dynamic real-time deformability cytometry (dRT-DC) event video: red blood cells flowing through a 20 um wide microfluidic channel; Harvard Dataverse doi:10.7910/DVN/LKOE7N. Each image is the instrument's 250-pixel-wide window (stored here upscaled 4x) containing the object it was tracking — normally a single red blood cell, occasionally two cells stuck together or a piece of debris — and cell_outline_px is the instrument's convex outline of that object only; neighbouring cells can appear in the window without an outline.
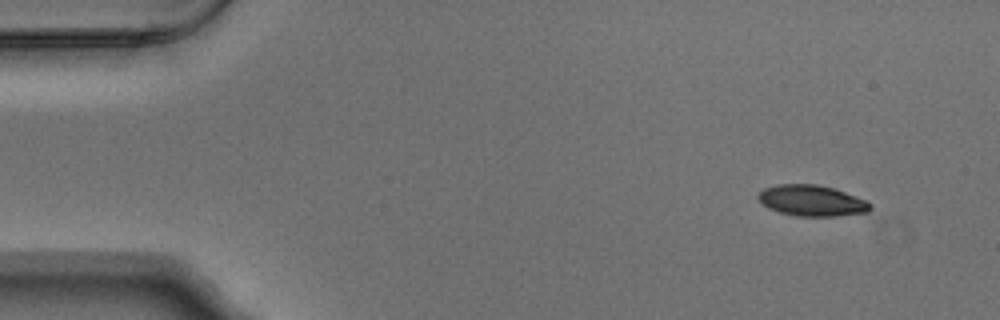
{"species": "Egyptian fruit bat (a non-hibernating species)", "species_latin": "Rousettus aegyptiacus", "temperature_condition": "warm", "stored_images_in_passage": 4, "camera_frame_rate_fps": 3000, "um_per_image_px": 0.085, "animal": {"sex": "male"}, "frame": {"image": 1, "passage_image": 1, "time_ms": 0.0, "image_size_px": [1000, 320], "cell_outline_px": [[872, 208], [868, 212], [836, 216], [796, 216], [780, 212], [768, 208], [756, 196], [764, 188], [776, 184], [816, 184], [832, 188], [844, 192], [864, 200], [872, 204]], "centroid_in_image_um": [68.99, 17.05], "position_along_channel_um": 16.0, "area_um2": 20.06}}
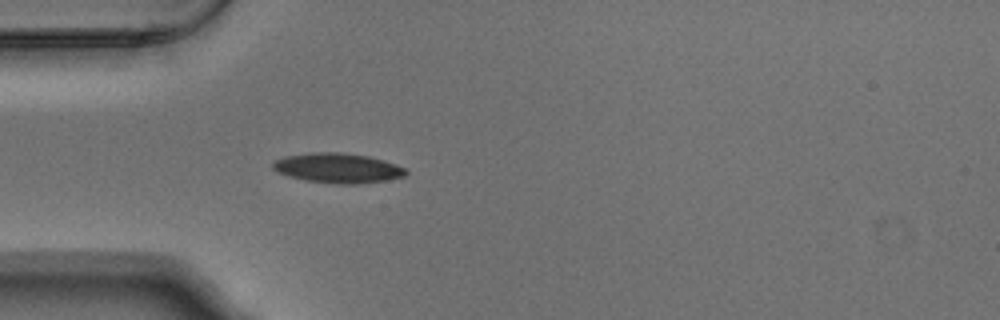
{"frame": {"image": 2, "passage_image": 4, "time_ms": 1.0, "image_size_px": [1000, 320], "cell_outline_px": [[408, 172], [404, 176], [388, 180], [356, 184], [336, 184], [308, 180], [288, 176], [272, 168], [272, 160], [284, 156], [312, 152], [344, 152], [368, 156], [384, 160], [408, 168]], "centroid_in_image_um": [28.74, 14.27], "position_along_channel_um": 56.3, "area_um2": 23.29}}